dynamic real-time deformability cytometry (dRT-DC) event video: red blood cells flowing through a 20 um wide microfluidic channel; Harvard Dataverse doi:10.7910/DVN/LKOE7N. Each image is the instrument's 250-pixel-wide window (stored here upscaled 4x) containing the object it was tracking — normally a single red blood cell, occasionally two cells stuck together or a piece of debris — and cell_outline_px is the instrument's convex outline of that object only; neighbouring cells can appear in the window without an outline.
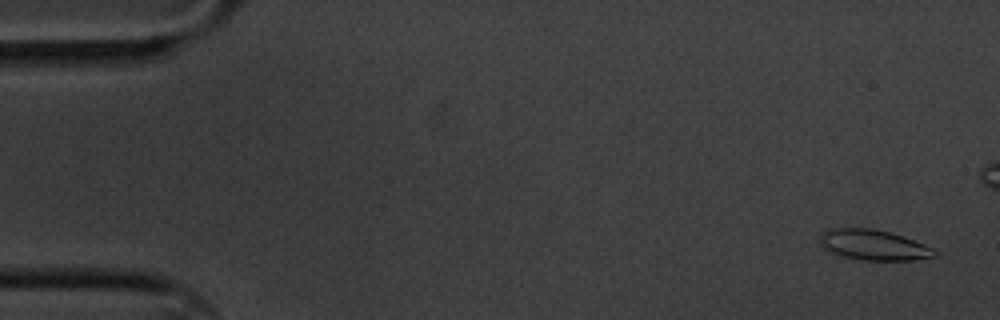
{"species": "common noctule bat (a hibernating species)", "species_latin": "Nyctalus noctula", "temperature_condition": "cold", "stored_images_in_passage": 51, "segment_of_instrument_passage": [1, 2], "camera_frame_rate_fps": 3000, "um_per_image_px": 0.085, "animal": {"sex": "male", "body_mass_g": 20.1, "forearm_length_mm": 53.5}, "frame": {"image": 1, "passage_image": 1, "time_ms": 0.0, "image_size_px": [1000, 320], "cell_outline_px": [[940, 252], [936, 256], [912, 260], [860, 260], [828, 252], [820, 244], [820, 236], [828, 228], [872, 228], [904, 236], [924, 244]], "centroid_in_image_um": [74.26, 20.82], "position_along_channel_um": 10.7, "area_um2": 20.4}}
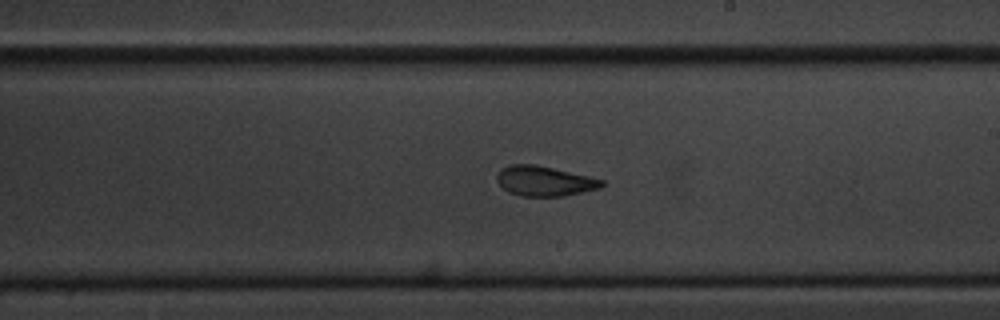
{"frame": {"image": 2, "passage_image": 33, "time_ms": 10.667, "image_size_px": [1000, 320], "cell_outline_px": [[604, 184], [600, 188], [564, 196], [520, 196], [508, 192], [496, 180], [496, 176], [500, 168], [512, 164], [536, 164], [588, 176], [604, 180]], "centroid_in_image_um": [46.25, 15.38], "position_along_channel_um": 242.7, "area_um2": 18.32}}
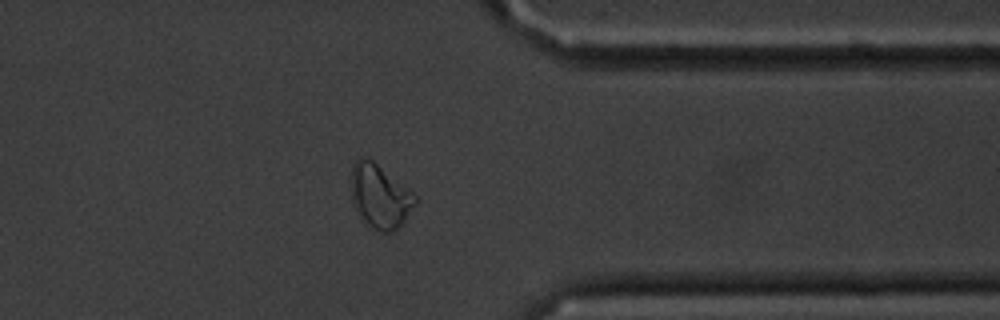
{"frame": {"image": 3, "passage_image": 46, "time_ms": 15.0, "image_size_px": [1000, 320], "cell_outline_px": [[416, 204], [404, 220], [392, 232], [380, 232], [368, 228], [364, 224], [352, 200], [352, 168], [356, 160], [360, 156], [368, 156], [412, 192], [416, 196]], "centroid_in_image_um": [32.27, 16.69], "position_along_channel_um": 379.1, "area_um2": 23.7}}